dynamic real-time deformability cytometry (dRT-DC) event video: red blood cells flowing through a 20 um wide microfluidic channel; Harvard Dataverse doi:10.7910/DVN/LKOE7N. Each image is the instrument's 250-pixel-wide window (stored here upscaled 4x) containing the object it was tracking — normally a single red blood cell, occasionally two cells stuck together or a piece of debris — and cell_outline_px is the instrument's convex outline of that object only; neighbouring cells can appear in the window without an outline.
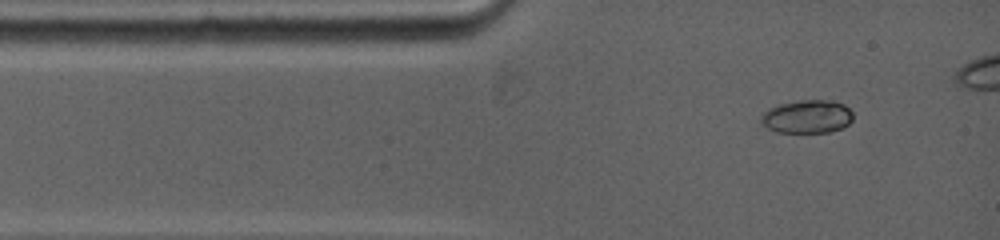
{"species": "common noctule bat (a hibernating species)", "species_latin": "Nyctalus noctula", "temperature_condition": "warm", "stored_images_in_passage": 4, "camera_frame_rate_fps": 5000, "um_per_image_px": 0.085, "animal": {"sex": "female", "body_mass_g": 19.0, "forearm_length_mm": 53.3}, "frame": {"image": 1, "passage_image": 1, "time_ms": 0.0, "image_size_px": [1000, 240], "cell_outline_px": [[852, 120], [848, 124], [840, 128], [828, 132], [776, 132], [768, 128], [760, 120], [760, 116], [768, 108], [780, 104], [800, 100], [832, 100], [844, 104], [852, 112]], "centroid_in_image_um": [68.6, 9.9], "position_along_channel_um": 16.4, "area_um2": 17.74}}
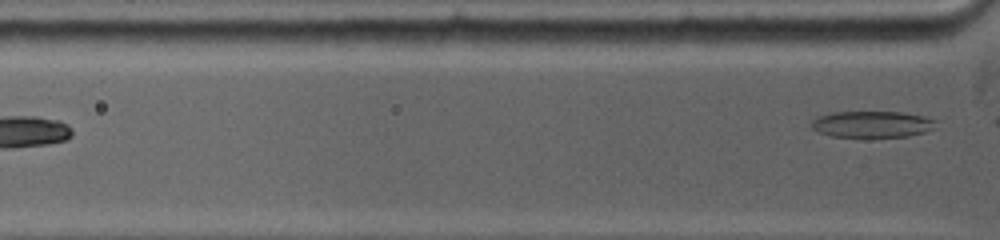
{"frame": {"image": 2, "passage_image": 4, "time_ms": 3.4, "image_size_px": [1000, 240], "cell_outline_px": [[936, 128], [924, 132], [908, 136], [868, 140], [864, 140], [832, 136], [816, 132], [812, 128], [812, 120], [816, 116], [832, 112], [904, 112], [924, 116], [936, 120]], "centroid_in_image_um": [74.11, 10.61], "position_along_channel_um": 51.7, "area_um2": 20.29}}